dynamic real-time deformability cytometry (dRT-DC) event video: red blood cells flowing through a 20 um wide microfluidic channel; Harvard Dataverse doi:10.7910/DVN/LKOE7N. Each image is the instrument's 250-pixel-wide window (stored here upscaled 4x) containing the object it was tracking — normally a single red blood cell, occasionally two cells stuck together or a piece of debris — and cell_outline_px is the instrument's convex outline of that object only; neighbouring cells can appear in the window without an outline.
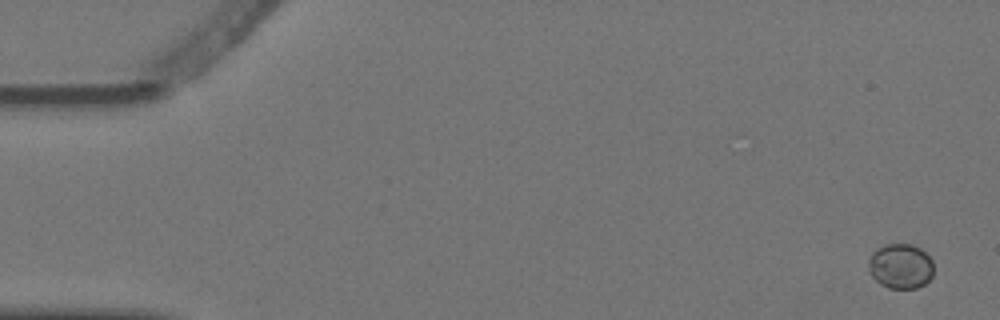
{"species": "Egyptian fruit bat (a non-hibernating species)", "species_latin": "Rousettus aegyptiacus", "temperature_condition": "warm", "stored_images_in_passage": 6, "camera_frame_rate_fps": 3000, "um_per_image_px": 0.085, "animal": {"sex": "female"}, "frame": {"image": 1, "passage_image": 1, "time_ms": 0.0, "image_size_px": [1000, 320], "cell_outline_px": [[932, 276], [924, 284], [916, 288], [888, 288], [880, 284], [868, 272], [868, 260], [872, 252], [876, 248], [884, 244], [912, 244], [920, 248], [932, 260]], "centroid_in_image_um": [76.51, 22.61], "position_along_channel_um": 8.5, "area_um2": 17.17}}
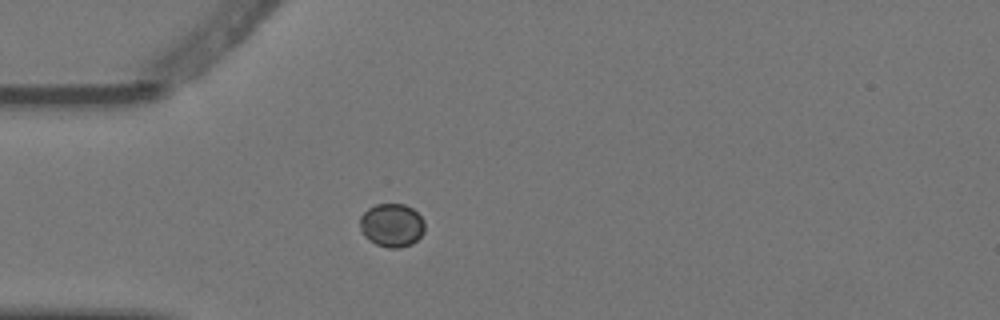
{"frame": {"image": 2, "passage_image": 5, "time_ms": 1.333, "image_size_px": [1000, 320], "cell_outline_px": [[424, 232], [412, 244], [400, 248], [388, 248], [376, 244], [368, 240], [364, 236], [360, 228], [360, 216], [368, 208], [376, 204], [404, 204], [412, 208], [424, 220]], "centroid_in_image_um": [33.29, 19.15], "position_along_channel_um": 51.7, "area_um2": 16.47}}